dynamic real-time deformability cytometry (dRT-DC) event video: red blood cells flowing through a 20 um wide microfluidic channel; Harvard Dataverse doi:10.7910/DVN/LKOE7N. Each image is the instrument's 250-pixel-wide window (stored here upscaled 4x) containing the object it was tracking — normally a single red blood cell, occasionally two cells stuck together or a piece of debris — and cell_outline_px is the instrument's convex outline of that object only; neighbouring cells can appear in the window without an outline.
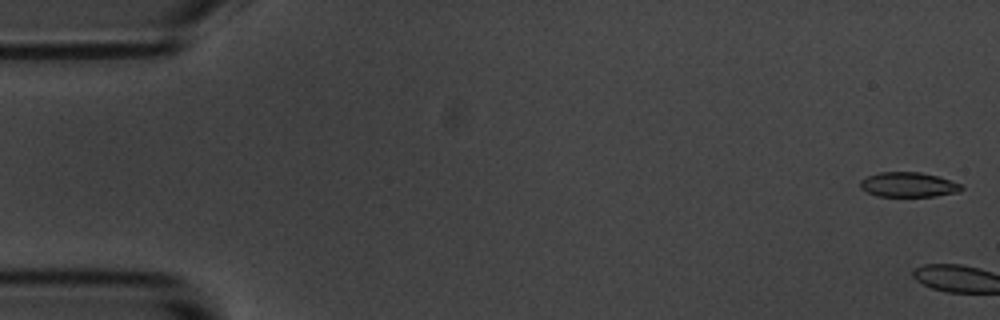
{"species": "common noctule bat (a hibernating species)", "species_latin": "Nyctalus noctula", "temperature_condition": "room temperature", "stored_images_in_passage": 7, "camera_frame_rate_fps": 3000, "um_per_image_px": 0.085, "animal": {"sex": "male", "body_mass_g": 20.1, "forearm_length_mm": 53.5}, "frame": {"image": 1, "passage_image": 1, "time_ms": 0.0, "image_size_px": [1000, 320], "cell_outline_px": [[964, 188], [960, 192], [936, 196], [876, 196], [860, 188], [860, 180], [868, 176], [880, 172], [920, 172], [936, 176], [960, 184]], "centroid_in_image_um": [77.2, 15.7], "position_along_channel_um": 7.8, "area_um2": 14.51}}
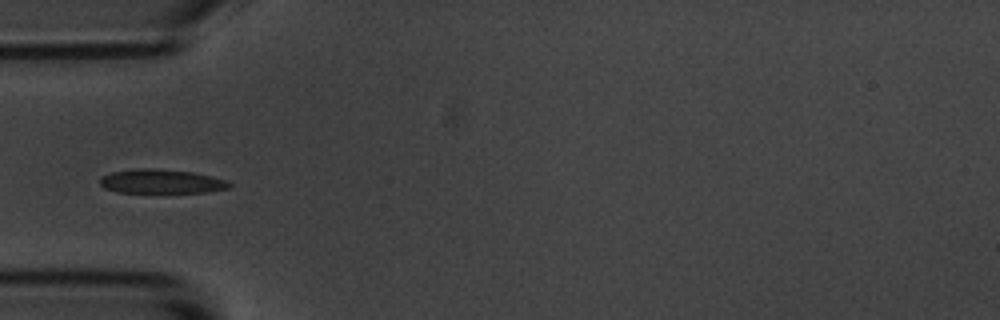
{"frame": {"image": 2, "passage_image": 6, "time_ms": 6.667, "image_size_px": [1000, 320], "cell_outline_px": [[232, 188], [208, 192], [116, 192], [104, 188], [100, 184], [100, 180], [104, 176], [112, 172], [140, 168], [148, 168], [192, 172], [224, 180], [232, 184]], "centroid_in_image_um": [13.72, 15.43], "position_along_channel_um": 71.3, "area_um2": 17.86}}